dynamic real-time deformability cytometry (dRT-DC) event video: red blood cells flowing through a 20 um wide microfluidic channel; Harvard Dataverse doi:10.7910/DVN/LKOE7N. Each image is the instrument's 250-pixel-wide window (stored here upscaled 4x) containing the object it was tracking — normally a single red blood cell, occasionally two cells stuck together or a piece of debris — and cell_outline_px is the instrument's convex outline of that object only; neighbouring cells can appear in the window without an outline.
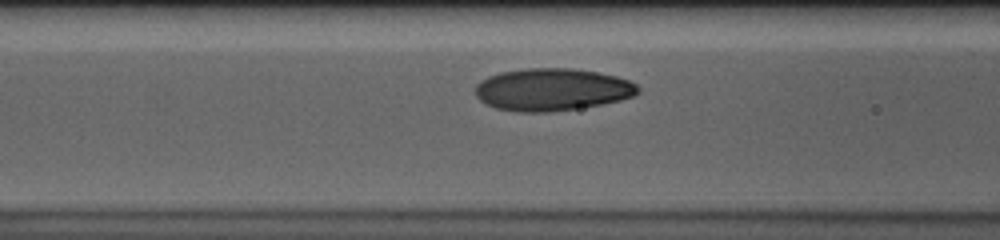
{"species": "human", "species_latin": "Homo sapiens", "temperature_condition": "cold", "stored_images_in_passage": 9, "camera_frame_rate_fps": 3000, "um_per_image_px": 0.085, "donor": {"sex": "male"}, "frame": {"image": 1, "passage_image": 7, "time_ms": 2.0, "image_size_px": [1000, 240], "cell_outline_px": [[640, 92], [632, 96], [620, 100], [604, 104], [548, 112], [520, 112], [496, 108], [480, 100], [476, 96], [476, 84], [480, 80], [488, 76], [500, 72], [528, 68], [572, 68], [596, 72], [616, 76], [628, 80], [636, 84], [640, 88]], "centroid_in_image_um": [46.93, 7.61], "position_along_channel_um": 119.7, "area_um2": 40.11}}